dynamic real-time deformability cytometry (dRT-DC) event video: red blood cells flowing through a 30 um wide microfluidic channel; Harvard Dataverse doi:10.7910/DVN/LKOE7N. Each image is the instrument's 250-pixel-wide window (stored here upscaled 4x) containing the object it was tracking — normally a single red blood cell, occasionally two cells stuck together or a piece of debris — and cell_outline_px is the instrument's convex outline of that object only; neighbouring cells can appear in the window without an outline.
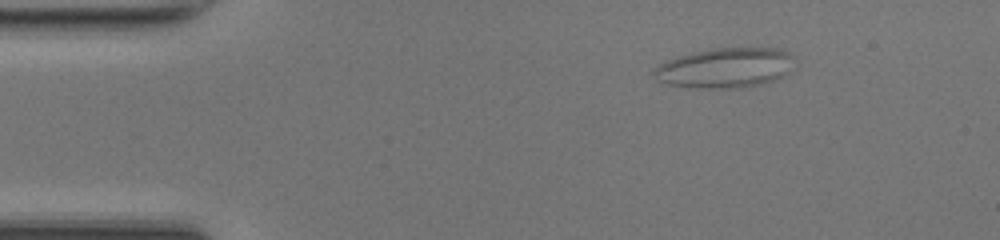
{"species": "common noctule bat (a hibernating species)", "species_latin": "Nyctalus noctula", "temperature_condition": "room temperature", "stored_images_in_passage": 51, "camera_frame_rate_fps": 3000, "um_per_image_px": 0.085, "animal": {"sex": "female", "body_mass_g": 17.0, "forearm_length_mm": 48.0}, "frame": {"image": 1, "passage_image": 8, "time_ms": 2.333, "image_size_px": [1000, 240], "cell_outline_px": [[792, 56], [788, 72], [784, 76], [760, 84], [736, 88], [704, 88], [664, 84], [652, 76], [652, 72], [660, 64], [668, 60], [680, 56], [712, 48], [780, 48], [788, 52]], "centroid_in_image_um": [61.61, 5.77], "position_along_channel_um": 23.4, "area_um2": 32.31}}
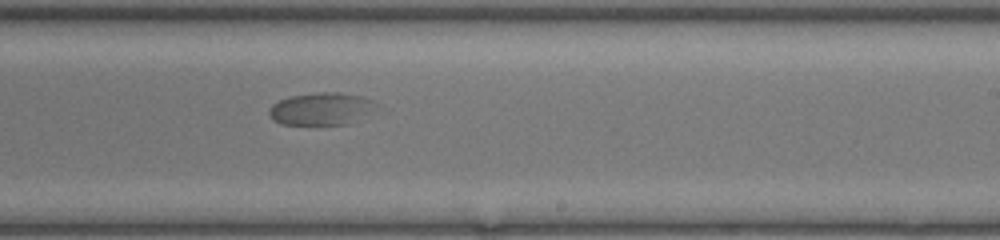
{"frame": {"image": 2, "passage_image": 31, "time_ms": 10.0, "image_size_px": [1000, 240], "cell_outline_px": [[376, 104], [348, 124], [320, 128], [280, 124], [272, 120], [268, 112], [272, 104], [288, 96], [316, 92], [340, 92], [364, 96], [372, 100]], "centroid_in_image_um": [27.18, 9.29], "position_along_channel_um": 261.8, "area_um2": 20.81}}
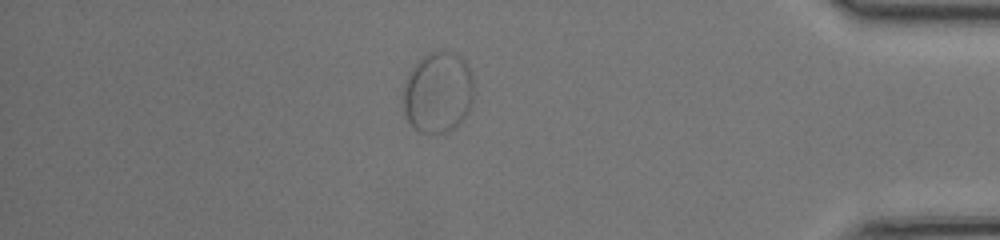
{"frame": {"image": 3, "passage_image": 44, "time_ms": 14.333, "image_size_px": [1000, 240], "cell_outline_px": [[472, 104], [464, 116], [448, 132], [420, 132], [408, 120], [404, 112], [400, 100], [400, 96], [404, 80], [416, 60], [428, 52], [448, 52], [460, 56], [468, 64], [472, 76]], "centroid_in_image_um": [37.16, 7.82], "position_along_channel_um": 398.0, "area_um2": 33.58}}